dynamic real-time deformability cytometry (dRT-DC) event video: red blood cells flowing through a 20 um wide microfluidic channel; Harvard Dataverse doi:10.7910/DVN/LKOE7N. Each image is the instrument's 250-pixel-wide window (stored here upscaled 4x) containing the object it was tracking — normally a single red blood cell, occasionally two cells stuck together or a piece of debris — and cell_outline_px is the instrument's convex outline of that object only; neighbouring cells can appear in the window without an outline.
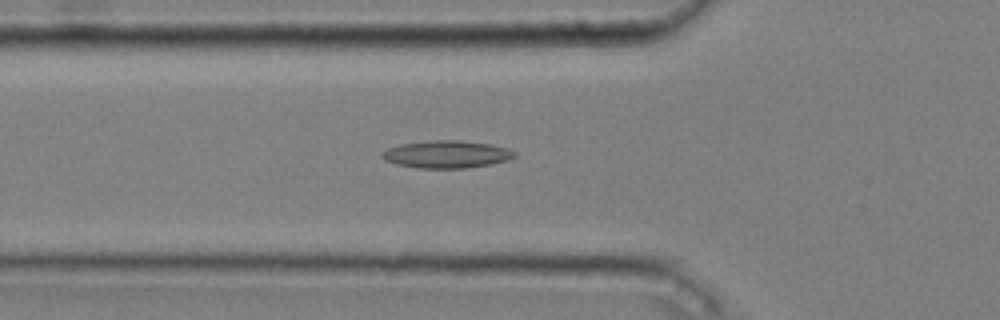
{"species": "common noctule bat (a hibernating species)", "species_latin": "Nyctalus noctula", "temperature_condition": "cold", "stored_images_in_passage": 53, "camera_frame_rate_fps": 3000, "um_per_image_px": 0.085, "animal": {"sex": "male", "body_mass_g": 20.4}, "frame": {"image": 1, "passage_image": 19, "time_ms": 6.0, "image_size_px": [1000, 320], "cell_outline_px": [[516, 156], [508, 160], [492, 164], [464, 168], [416, 168], [396, 164], [384, 160], [380, 156], [388, 148], [400, 144], [432, 140], [460, 140], [492, 144], [508, 148], [516, 152]], "centroid_in_image_um": [37.98, 13.11], "position_along_channel_um": 87.8, "area_um2": 21.33}}
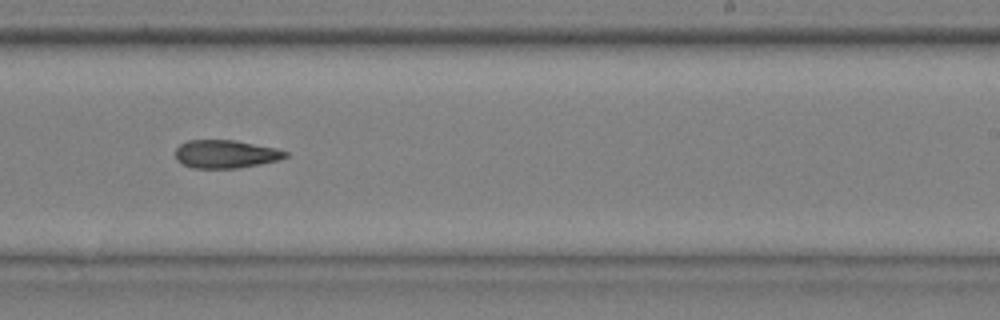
{"frame": {"image": 2, "passage_image": 34, "time_ms": 11.0, "image_size_px": [1000, 320], "cell_outline_px": [[288, 156], [280, 160], [240, 168], [192, 168], [176, 160], [176, 148], [180, 144], [188, 140], [236, 140], [276, 148], [288, 152]], "centroid_in_image_um": [19.2, 13.09], "position_along_channel_um": 269.8, "area_um2": 18.15}}
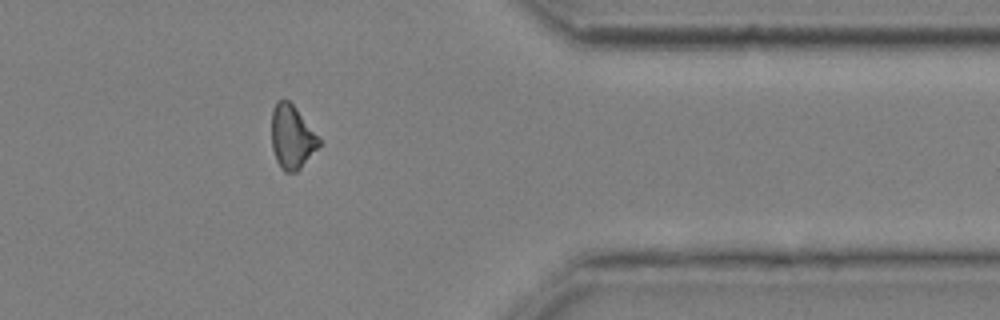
{"frame": {"image": 3, "passage_image": 45, "time_ms": 14.667, "image_size_px": [1000, 320], "cell_outline_px": [[320, 144], [300, 168], [296, 172], [284, 172], [280, 168], [276, 160], [272, 148], [272, 108], [276, 100], [288, 100], [296, 108], [320, 140]], "centroid_in_image_um": [24.77, 11.65], "position_along_channel_um": 386.6, "area_um2": 17.28}, "authors_computed_cell_mechanics": {"area_um2": 19.0162, "velocity_mm_per_s": 3.6337, "shape_relaxation_time_tau1_ms": null, "shape_relaxation_time_tau2_ms": 8.6969, "deformation_change_tau1": null, "deformation_change_tau2": 0.1892}}